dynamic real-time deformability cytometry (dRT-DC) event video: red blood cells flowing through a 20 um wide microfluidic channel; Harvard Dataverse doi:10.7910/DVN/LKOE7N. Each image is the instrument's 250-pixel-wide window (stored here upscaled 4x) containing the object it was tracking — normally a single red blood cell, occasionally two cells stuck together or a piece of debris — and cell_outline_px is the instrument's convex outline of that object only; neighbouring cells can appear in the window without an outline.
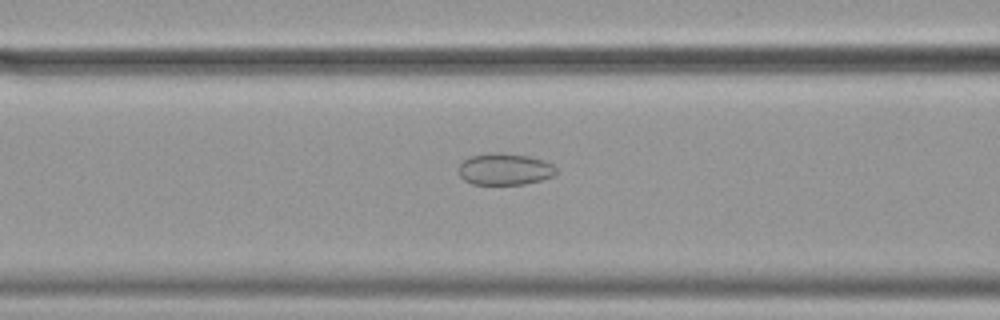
{"species": "common noctule bat (a hibernating species)", "species_latin": "Nyctalus noctula", "temperature_condition": "cold", "stored_images_in_passage": 46, "camera_frame_rate_fps": 3000, "um_per_image_px": 0.085, "animal": {"sex": "female", "body_mass_g": 19.9}, "frame": {"image": 1, "passage_image": 12, "time_ms": 3.667, "image_size_px": [1000, 320], "cell_outline_px": [[556, 172], [552, 176], [540, 180], [524, 184], [472, 184], [464, 180], [460, 176], [460, 164], [468, 156], [488, 152], [500, 152], [528, 156], [544, 160], [552, 164], [556, 168]], "centroid_in_image_um": [42.88, 14.36], "position_along_channel_um": 123.7, "area_um2": 18.03}}
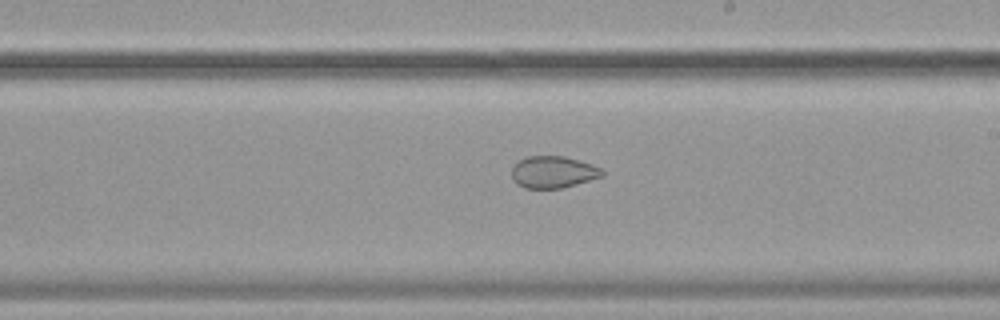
{"frame": {"image": 2, "passage_image": 22, "time_ms": 7.0, "image_size_px": [1000, 320], "cell_outline_px": [[604, 176], [576, 184], [560, 188], [524, 188], [516, 184], [512, 180], [512, 164], [528, 156], [564, 156], [580, 160], [604, 168]], "centroid_in_image_um": [47.02, 14.62], "position_along_channel_um": 242.0, "area_um2": 17.05}}
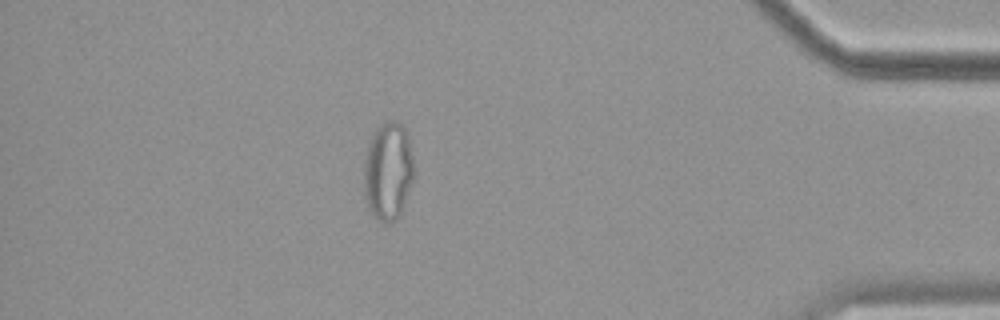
{"frame": {"image": 3, "passage_image": 39, "time_ms": 12.667, "image_size_px": [1000, 320], "cell_outline_px": [[412, 180], [400, 216], [396, 220], [388, 224], [384, 224], [368, 208], [364, 192], [364, 160], [368, 144], [376, 128], [380, 124], [388, 120], [396, 120], [408, 132], [412, 156]], "centroid_in_image_um": [32.97, 14.53], "position_along_channel_um": 402.2, "area_um2": 28.55}, "authors_computed_cell_mechanics": {"area_um2": 21.9062, "velocity_mm_per_s": 3.5731, "shape_relaxation_time_tau1_ms": null, "shape_relaxation_time_tau2_ms": 1.922, "deformation_change_tau1": null, "deformation_change_tau2": 0.0558}}